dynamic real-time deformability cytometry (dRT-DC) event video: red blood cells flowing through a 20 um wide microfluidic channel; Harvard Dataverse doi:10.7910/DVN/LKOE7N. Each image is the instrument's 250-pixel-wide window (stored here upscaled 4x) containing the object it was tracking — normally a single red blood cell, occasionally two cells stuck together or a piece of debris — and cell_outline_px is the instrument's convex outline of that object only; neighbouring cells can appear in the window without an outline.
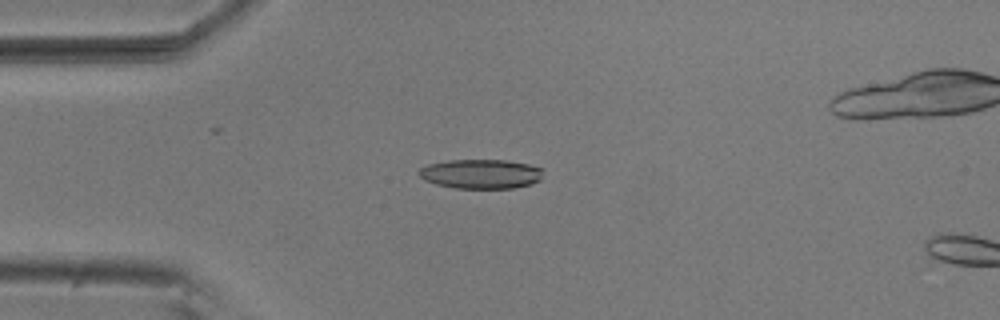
{"species": "common noctule bat (a hibernating species)", "species_latin": "Nyctalus noctula", "temperature_condition": "room temperature", "stored_images_in_passage": 4, "camera_frame_rate_fps": 3000, "um_per_image_px": 0.085, "animal": {"sex": "male", "body_mass_g": 20.5, "forearm_length_mm": 52.5}, "frame": {"image": 1, "passage_image": 3, "time_ms": 0.667, "image_size_px": [1000, 320], "cell_outline_px": [[544, 168], [540, 180], [532, 184], [512, 188], [456, 188], [436, 184], [424, 180], [420, 176], [420, 168], [428, 164], [448, 160], [504, 160], [528, 164]], "centroid_in_image_um": [40.9, 14.78], "position_along_channel_um": 44.1, "area_um2": 21.27}}